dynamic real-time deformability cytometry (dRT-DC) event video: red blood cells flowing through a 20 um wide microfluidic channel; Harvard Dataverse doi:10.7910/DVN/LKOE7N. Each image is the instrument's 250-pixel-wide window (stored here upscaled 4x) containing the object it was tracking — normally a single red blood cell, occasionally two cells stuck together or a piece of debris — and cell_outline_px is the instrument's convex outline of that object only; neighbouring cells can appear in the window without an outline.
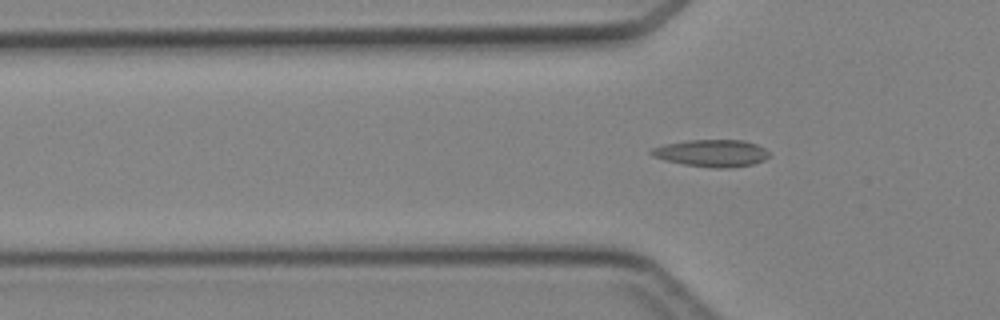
{"species": "Egyptian fruit bat (a non-hibernating species)", "species_latin": "Rousettus aegyptiacus", "temperature_condition": "cold", "stored_images_in_passage": 4, "camera_frame_rate_fps": 3000, "um_per_image_px": 0.085, "animal": {"sex": "female"}, "frame": {"image": 1, "passage_image": 4, "time_ms": 4.333, "image_size_px": [1000, 320], "cell_outline_px": [[768, 156], [764, 160], [752, 164], [728, 168], [712, 168], [684, 164], [664, 160], [652, 156], [648, 152], [652, 148], [664, 144], [688, 140], [744, 140], [756, 144], [764, 148], [768, 152]], "centroid_in_image_um": [60.46, 13.01], "position_along_channel_um": 65.3, "area_um2": 18.61}}